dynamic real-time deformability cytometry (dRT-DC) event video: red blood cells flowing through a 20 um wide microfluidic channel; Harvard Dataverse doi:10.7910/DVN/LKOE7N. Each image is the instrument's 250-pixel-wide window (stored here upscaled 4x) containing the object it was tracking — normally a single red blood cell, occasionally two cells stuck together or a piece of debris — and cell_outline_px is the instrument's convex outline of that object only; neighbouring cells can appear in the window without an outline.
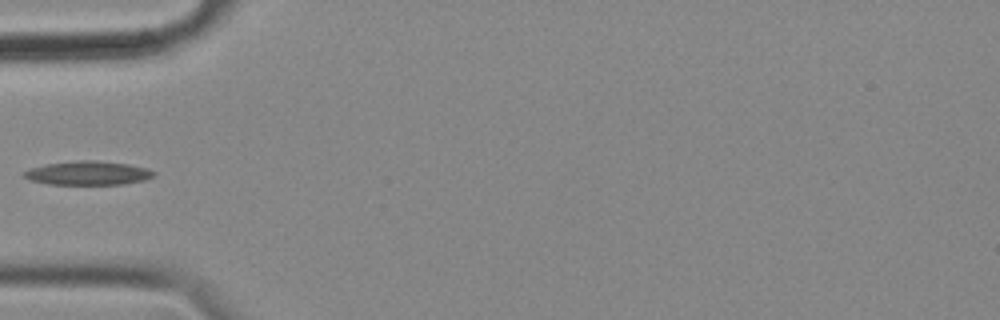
{"species": "common noctule bat (a hibernating species)", "species_latin": "Nyctalus noctula", "temperature_condition": "cold", "stored_images_in_passage": 40, "camera_frame_rate_fps": 3000, "um_per_image_px": 0.085, "animal": {"sex": "female", "body_mass_g": 18.4}, "frame": {"image": 1, "passage_image": 1, "time_ms": 0.0, "image_size_px": [1000, 320], "cell_outline_px": [[156, 176], [144, 180], [120, 184], [48, 184], [28, 180], [24, 176], [24, 172], [28, 168], [44, 164], [80, 160], [92, 160], [128, 164], [148, 168], [156, 172]], "centroid_in_image_um": [7.47, 14.7], "position_along_channel_um": 77.5, "area_um2": 18.09}}
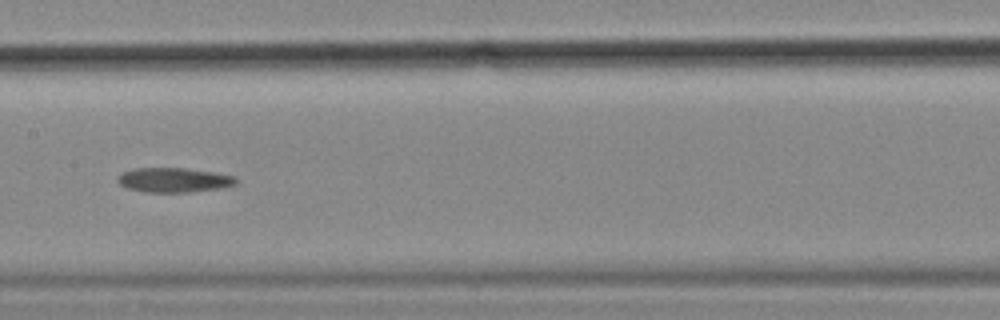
{"frame": {"image": 2, "passage_image": 11, "time_ms": 3.333, "image_size_px": [1000, 320], "cell_outline_px": [[236, 184], [220, 188], [188, 192], [148, 192], [128, 188], [120, 184], [116, 180], [116, 176], [124, 172], [136, 168], [184, 168], [212, 172], [236, 176]], "centroid_in_image_um": [14.76, 15.3], "position_along_channel_um": 192.6, "area_um2": 16.76}}
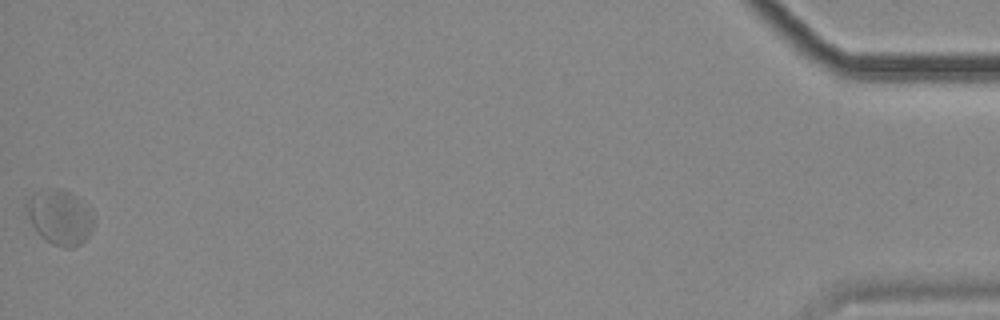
{"frame": {"image": 3, "passage_image": 40, "time_ms": 13.0, "image_size_px": [1000, 320], "cell_outline_px": [[92, 228], [88, 236], [80, 244], [72, 248], [64, 248], [52, 244], [40, 236], [32, 224], [28, 216], [24, 204], [36, 192], [44, 188], [64, 188], [76, 196], [92, 220]], "centroid_in_image_um": [5.01, 18.46], "position_along_channel_um": 430.2, "area_um2": 20.98}}